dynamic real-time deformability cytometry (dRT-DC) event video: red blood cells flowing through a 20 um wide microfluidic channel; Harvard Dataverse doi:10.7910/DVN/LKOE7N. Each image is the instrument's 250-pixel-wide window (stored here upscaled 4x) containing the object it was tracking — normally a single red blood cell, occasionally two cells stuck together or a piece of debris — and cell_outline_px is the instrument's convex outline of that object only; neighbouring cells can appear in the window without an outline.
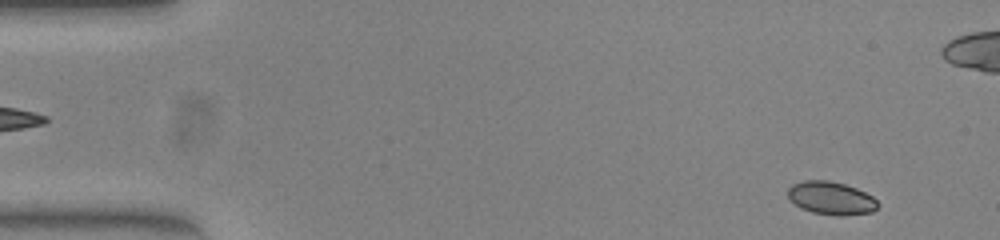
{"species": "common noctule bat (a hibernating species)", "species_latin": "Nyctalus noctula", "temperature_condition": "warm", "stored_images_in_passage": 53, "camera_frame_rate_fps": 3000, "um_per_image_px": 0.085, "animal": {"sex": "female", "body_mass_g": 23.0, "forearm_length_mm": 53.4}, "frame": {"image": 1, "passage_image": 3, "time_ms": 0.667, "image_size_px": [1000, 240], "cell_outline_px": [[880, 204], [872, 212], [840, 216], [812, 212], [800, 208], [788, 196], [788, 188], [792, 184], [804, 180], [828, 180], [844, 184], [856, 188], [872, 196]], "centroid_in_image_um": [70.64, 16.84], "position_along_channel_um": 14.4, "area_um2": 17.22}}
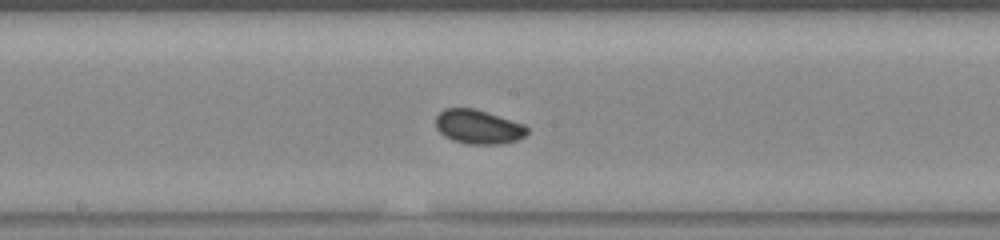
{"frame": {"image": 2, "passage_image": 27, "time_ms": 8.667, "image_size_px": [1000, 240], "cell_outline_px": [[528, 132], [524, 136], [516, 140], [500, 144], [468, 144], [452, 140], [444, 136], [436, 128], [436, 116], [444, 108], [472, 108], [524, 124], [528, 128]], "centroid_in_image_um": [40.63, 10.79], "position_along_channel_um": 207.6, "area_um2": 18.03}}
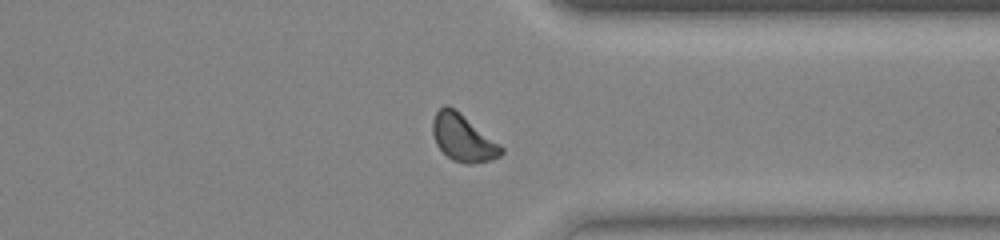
{"frame": {"image": 3, "passage_image": 40, "time_ms": 13.0, "image_size_px": [1000, 240], "cell_outline_px": [[504, 152], [500, 156], [492, 160], [472, 164], [464, 164], [452, 160], [436, 144], [432, 132], [432, 120], [436, 112], [444, 104], [448, 104], [460, 112], [500, 144], [504, 148]], "centroid_in_image_um": [39.36, 11.72], "position_along_channel_um": 372.0, "area_um2": 18.9}, "authors_computed_cell_mechanics": {"area_um2": 17.8024, "velocity_mm_per_s": 3.8615, "shape_relaxation_time_tau1_ms": 1.7751, "shape_relaxation_time_tau2_ms": null, "deformation_change_tau1": 0.0705, "deformation_change_tau2": null}}